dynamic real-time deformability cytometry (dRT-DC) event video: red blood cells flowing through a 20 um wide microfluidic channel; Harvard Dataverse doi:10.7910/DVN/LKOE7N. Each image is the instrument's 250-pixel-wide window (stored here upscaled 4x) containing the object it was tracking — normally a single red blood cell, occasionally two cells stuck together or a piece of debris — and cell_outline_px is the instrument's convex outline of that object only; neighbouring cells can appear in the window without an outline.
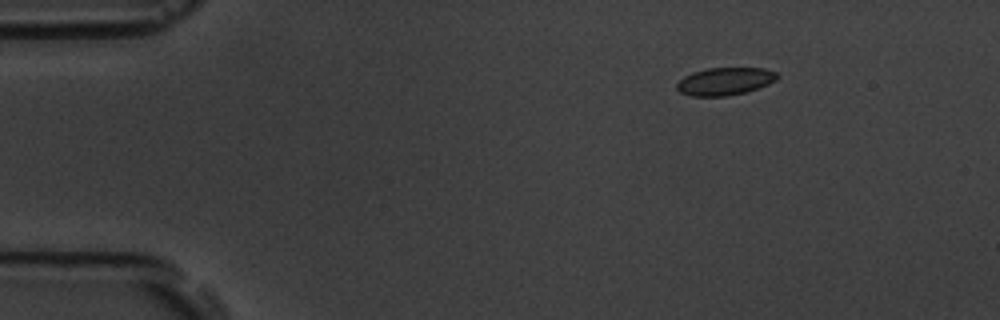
{"species": "common noctule bat (a hibernating species)", "species_latin": "Nyctalus noctula", "temperature_condition": "room temperature", "stored_images_in_passage": 6, "camera_frame_rate_fps": 3000, "um_per_image_px": 0.085, "animal": {"sex": "male", "body_mass_g": 19.5, "forearm_length_mm": 54.6}, "frame": {"image": 1, "passage_image": 1, "time_ms": 0.0, "image_size_px": [1000, 320], "cell_outline_px": [[780, 76], [776, 80], [768, 84], [744, 92], [728, 96], [692, 96], [680, 92], [676, 88], [676, 84], [684, 76], [692, 72], [708, 68], [764, 68], [776, 72]], "centroid_in_image_um": [61.61, 6.9], "position_along_channel_um": 23.4, "area_um2": 16.13}}
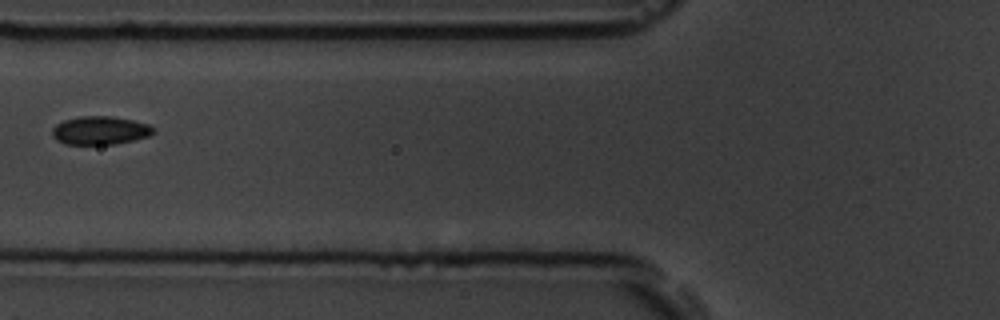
{"frame": {"image": 2, "passage_image": 5, "time_ms": 4.667, "image_size_px": [1000, 320], "cell_outline_px": [[156, 132], [148, 136], [116, 144], [64, 144], [56, 140], [52, 136], [52, 128], [56, 124], [64, 120], [80, 116], [112, 116], [132, 120], [148, 124], [156, 128]], "centroid_in_image_um": [8.5, 11.08], "position_along_channel_um": 117.3, "area_um2": 16.82}}
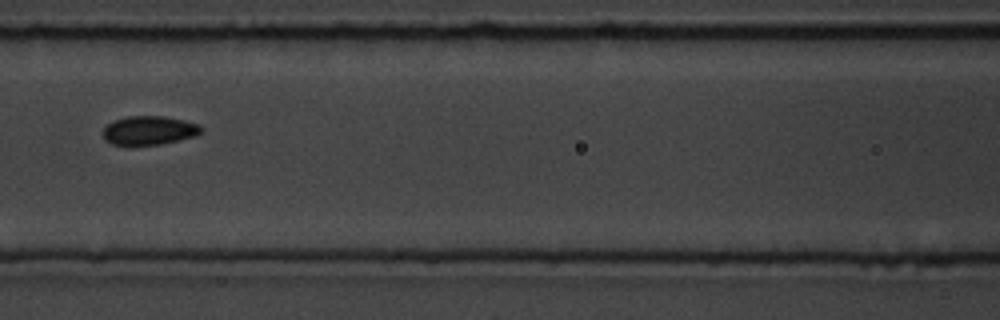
{"frame": {"image": 3, "passage_image": 6, "time_ms": 5.667, "image_size_px": [1000, 320], "cell_outline_px": [[204, 132], [196, 136], [160, 144], [132, 148], [128, 148], [112, 144], [104, 140], [104, 128], [112, 120], [128, 116], [164, 116], [184, 120], [200, 124], [204, 128]], "centroid_in_image_um": [12.67, 11.12], "position_along_channel_um": 153.9, "area_um2": 17.28}}